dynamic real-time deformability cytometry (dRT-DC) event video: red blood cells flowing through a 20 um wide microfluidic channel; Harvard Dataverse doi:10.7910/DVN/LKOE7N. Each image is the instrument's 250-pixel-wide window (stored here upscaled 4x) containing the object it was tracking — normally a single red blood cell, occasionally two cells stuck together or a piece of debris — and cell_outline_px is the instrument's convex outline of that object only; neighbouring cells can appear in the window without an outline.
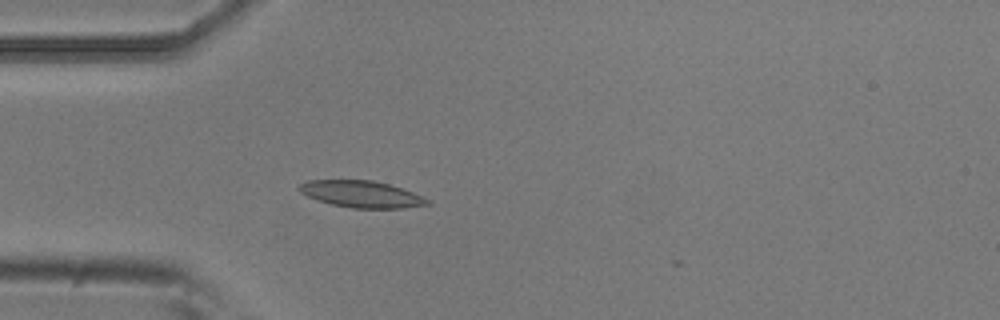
{"species": "common noctule bat (a hibernating species)", "species_latin": "Nyctalus noctula", "temperature_condition": "room temperature", "stored_images_in_passage": 46, "camera_frame_rate_fps": 3000, "um_per_image_px": 0.085, "animal": {"sex": "male", "body_mass_g": 20.5, "forearm_length_mm": 52.5}, "frame": {"image": 1, "passage_image": 7, "time_ms": 2.0, "image_size_px": [1000, 320], "cell_outline_px": [[432, 204], [404, 208], [352, 208], [332, 204], [316, 200], [300, 192], [296, 188], [300, 184], [308, 180], [372, 180], [388, 184], [412, 192], [432, 200]], "centroid_in_image_um": [30.73, 16.5], "position_along_channel_um": 54.3, "area_um2": 20.0}}
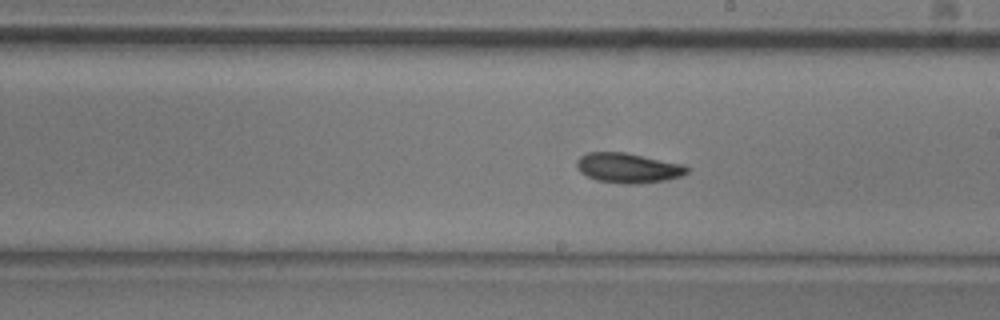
{"frame": {"image": 2, "passage_image": 22, "time_ms": 7.0, "image_size_px": [1000, 320], "cell_outline_px": [[688, 172], [680, 176], [668, 180], [636, 184], [624, 184], [596, 180], [580, 172], [576, 164], [576, 160], [580, 156], [588, 152], [624, 152], [684, 164], [688, 168]], "centroid_in_image_um": [53.38, 14.27], "position_along_channel_um": 235.6, "area_um2": 19.25}}
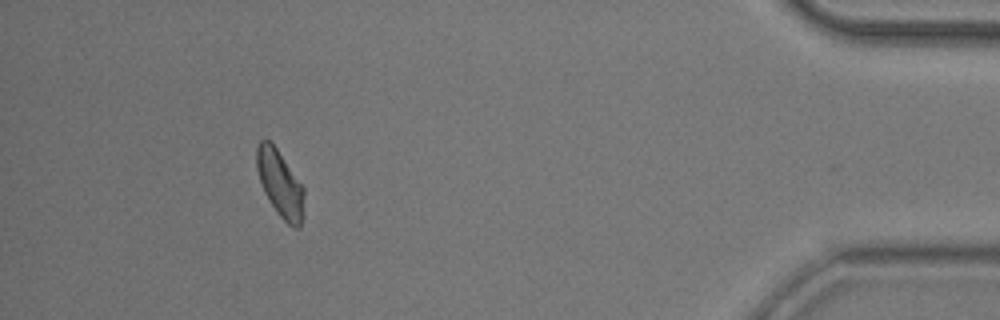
{"frame": {"image": 3, "passage_image": 41, "time_ms": 13.333, "image_size_px": [1000, 320], "cell_outline_px": [[304, 216], [300, 228], [292, 228], [276, 212], [268, 200], [264, 192], [256, 168], [256, 144], [260, 140], [268, 140], [276, 148], [304, 188]], "centroid_in_image_um": [23.81, 15.66], "position_along_channel_um": 411.4, "area_um2": 18.5}, "authors_computed_cell_mechanics": {"area_um2": 18.5538, "velocity_mm_per_s": 3.732, "shape_relaxation_time_tau1_ms": 4.6047, "shape_relaxation_time_tau2_ms": 3.456, "deformation_change_tau1": 0.1247, "deformation_change_tau2": 0.0829}}